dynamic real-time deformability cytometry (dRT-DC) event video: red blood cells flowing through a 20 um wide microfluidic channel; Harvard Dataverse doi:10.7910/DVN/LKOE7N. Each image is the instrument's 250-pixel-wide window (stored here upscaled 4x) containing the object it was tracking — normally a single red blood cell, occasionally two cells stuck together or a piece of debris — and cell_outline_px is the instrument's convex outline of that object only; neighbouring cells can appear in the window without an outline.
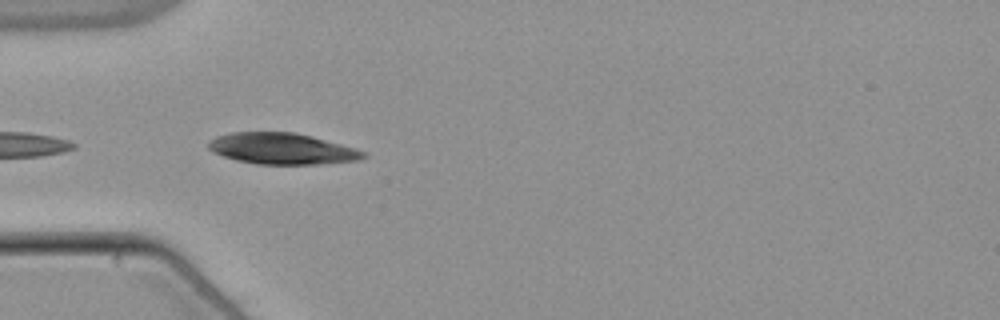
{"species": "common noctule bat (a hibernating species)", "species_latin": "Nyctalus noctula", "temperature_condition": "warm", "stored_images_in_passage": 11, "camera_frame_rate_fps": 3000, "um_per_image_px": 0.085, "animal": {"sex": "male", "body_mass_g": 21.5, "forearm_length_mm": 52.0}, "frame": {"image": 1, "passage_image": 2, "time_ms": 0.333, "image_size_px": [1000, 320], "cell_outline_px": [[368, 156], [360, 160], [320, 164], [256, 164], [236, 160], [212, 152], [208, 148], [208, 140], [216, 136], [232, 132], [292, 132], [312, 136], [340, 144], [364, 152]], "centroid_in_image_um": [23.93, 12.64], "position_along_channel_um": 61.1, "area_um2": 28.09}}